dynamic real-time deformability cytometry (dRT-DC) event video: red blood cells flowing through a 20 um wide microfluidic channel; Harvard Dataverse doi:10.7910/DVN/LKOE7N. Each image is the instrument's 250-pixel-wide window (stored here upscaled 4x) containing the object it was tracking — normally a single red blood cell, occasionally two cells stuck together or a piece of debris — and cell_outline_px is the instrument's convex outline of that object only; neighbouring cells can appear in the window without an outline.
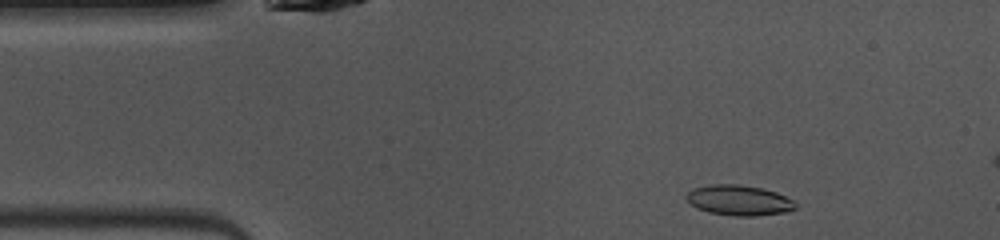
{"species": "common noctule bat (a hibernating species)", "species_latin": "Nyctalus noctula", "temperature_condition": "warm", "stored_images_in_passage": 7, "camera_frame_rate_fps": 3000, "um_per_image_px": 0.085, "animal": {"sex": "female", "body_mass_g": 10.0, "forearm_length_mm": 53.1}, "frame": {"image": 1, "passage_image": 2, "time_ms": 0.333, "image_size_px": [1000, 240], "cell_outline_px": [[796, 208], [788, 212], [756, 216], [736, 216], [708, 212], [696, 208], [684, 196], [692, 188], [712, 184], [740, 184], [760, 188], [776, 192], [792, 200], [796, 204]], "centroid_in_image_um": [62.8, 17.03], "position_along_channel_um": 22.2, "area_um2": 19.31}}